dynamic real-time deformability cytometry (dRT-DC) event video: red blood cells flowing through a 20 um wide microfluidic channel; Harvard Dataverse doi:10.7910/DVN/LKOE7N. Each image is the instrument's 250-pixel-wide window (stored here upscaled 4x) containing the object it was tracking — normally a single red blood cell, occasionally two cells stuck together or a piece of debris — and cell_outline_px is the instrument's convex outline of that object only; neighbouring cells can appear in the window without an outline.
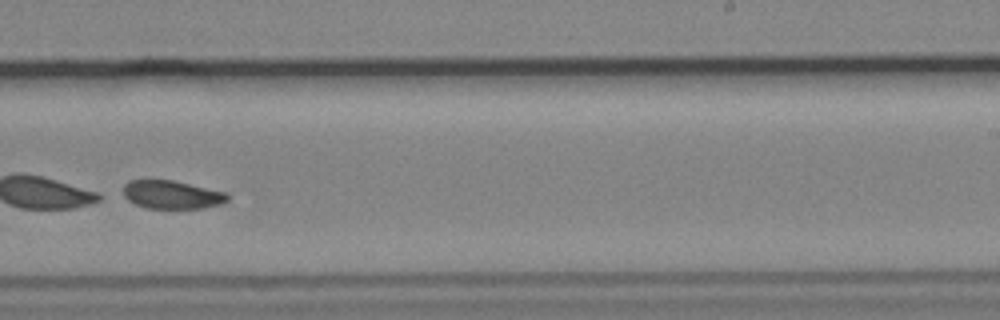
{"species": "common noctule bat (a hibernating species)", "species_latin": "Nyctalus noctula", "temperature_condition": "cold", "stored_images_in_passage": 51, "camera_frame_rate_fps": 3000, "um_per_image_px": 0.085, "animal": {"sex": "male", "body_mass_g": 19.2, "forearm_length_mm": 51.8}, "frame": {"image": 1, "passage_image": 31, "time_ms": 10.0, "image_size_px": [1000, 320], "cell_outline_px": [[228, 200], [220, 204], [204, 208], [148, 208], [136, 204], [120, 196], [124, 184], [128, 180], [172, 180], [228, 192]], "centroid_in_image_um": [14.57, 16.54], "position_along_channel_um": 274.4, "area_um2": 17.4}}